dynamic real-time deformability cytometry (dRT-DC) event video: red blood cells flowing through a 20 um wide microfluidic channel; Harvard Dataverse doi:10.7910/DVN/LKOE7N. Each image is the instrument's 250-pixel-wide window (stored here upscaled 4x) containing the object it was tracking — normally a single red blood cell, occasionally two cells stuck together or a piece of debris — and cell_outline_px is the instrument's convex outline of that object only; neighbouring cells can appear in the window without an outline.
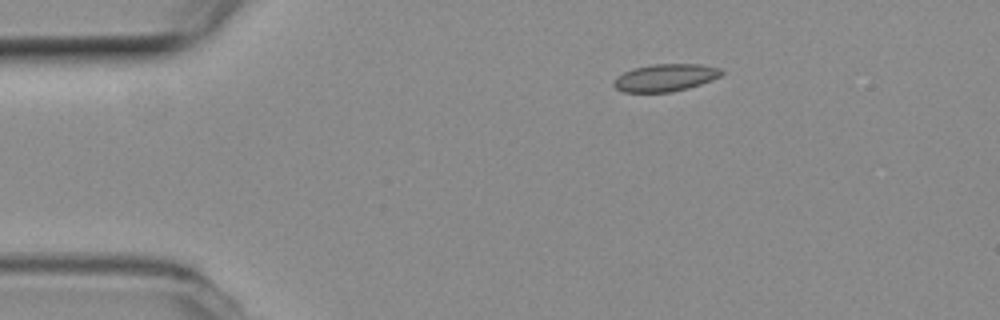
{"species": "common noctule bat (a hibernating species)", "species_latin": "Nyctalus noctula", "temperature_condition": "room temperature", "stored_images_in_passage": 4, "camera_frame_rate_fps": 3000, "um_per_image_px": 0.085, "animal": {"sex": "female", "body_mass_g": 19.3, "forearm_length_mm": 54.1}, "frame": {"image": 1, "passage_image": 3, "time_ms": 0.667, "image_size_px": [1000, 320], "cell_outline_px": [[724, 72], [720, 76], [712, 80], [688, 88], [672, 92], [620, 92], [612, 84], [616, 76], [624, 72], [636, 68], [652, 64], [700, 64], [720, 68]], "centroid_in_image_um": [56.54, 6.6], "position_along_channel_um": 28.5, "area_um2": 17.22}}